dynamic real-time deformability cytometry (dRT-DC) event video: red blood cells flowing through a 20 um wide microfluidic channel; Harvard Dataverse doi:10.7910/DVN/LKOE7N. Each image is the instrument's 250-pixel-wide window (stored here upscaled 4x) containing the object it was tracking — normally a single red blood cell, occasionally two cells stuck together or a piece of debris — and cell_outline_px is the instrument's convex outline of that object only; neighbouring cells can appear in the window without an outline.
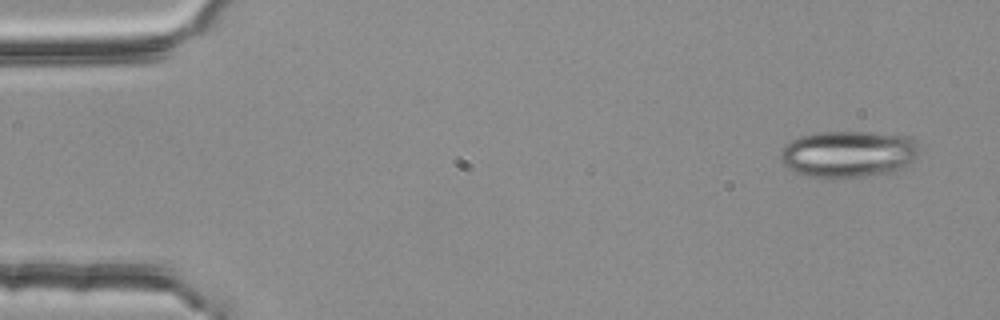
{"species": "common noctule bat (a hibernating species)", "species_latin": "Nyctalus noctula", "temperature_condition": "room temperature", "stored_images_in_passage": 4, "segment_of_instrument_passage": [1, 2], "camera_frame_rate_fps": 3000, "um_per_image_px": 0.085, "animal": {"sex": "female", "body_mass_g": 25.1}, "frame": {"image": 1, "passage_image": 1, "time_ms": 0.0, "image_size_px": [1000, 320], "cell_outline_px": [[920, 156], [900, 168], [892, 172], [832, 180], [808, 176], [796, 172], [788, 168], [780, 160], [780, 152], [784, 144], [800, 136], [816, 132], [868, 132], [908, 136], [916, 140], [920, 148]], "centroid_in_image_um": [72.1, 13.1], "position_along_channel_um": 12.9, "area_um2": 38.38}}